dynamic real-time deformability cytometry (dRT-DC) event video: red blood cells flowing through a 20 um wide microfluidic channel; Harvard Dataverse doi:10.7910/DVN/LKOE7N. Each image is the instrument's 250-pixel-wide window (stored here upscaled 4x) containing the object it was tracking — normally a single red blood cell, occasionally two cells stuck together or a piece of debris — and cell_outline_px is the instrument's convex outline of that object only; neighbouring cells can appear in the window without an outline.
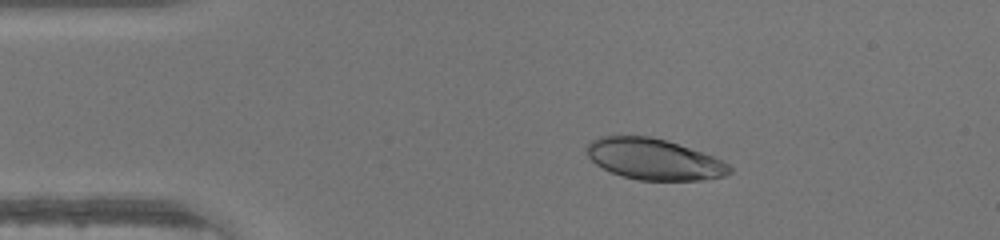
{"species": "human", "species_latin": "Homo sapiens", "temperature_condition": "warm", "stored_images_in_passage": 6, "camera_frame_rate_fps": 3000, "um_per_image_px": 0.085, "donor": {"sex": "male"}, "frame": {"image": 1, "passage_image": 1, "time_ms": 0.0, "image_size_px": [1000, 240], "cell_outline_px": [[732, 172], [724, 176], [700, 180], [640, 180], [620, 176], [596, 164], [588, 156], [584, 148], [592, 140], [600, 136], [648, 136], [664, 140], [712, 156], [728, 164], [732, 168]], "centroid_in_image_um": [55.55, 13.54], "position_along_channel_um": 29.5, "area_um2": 33.76}}